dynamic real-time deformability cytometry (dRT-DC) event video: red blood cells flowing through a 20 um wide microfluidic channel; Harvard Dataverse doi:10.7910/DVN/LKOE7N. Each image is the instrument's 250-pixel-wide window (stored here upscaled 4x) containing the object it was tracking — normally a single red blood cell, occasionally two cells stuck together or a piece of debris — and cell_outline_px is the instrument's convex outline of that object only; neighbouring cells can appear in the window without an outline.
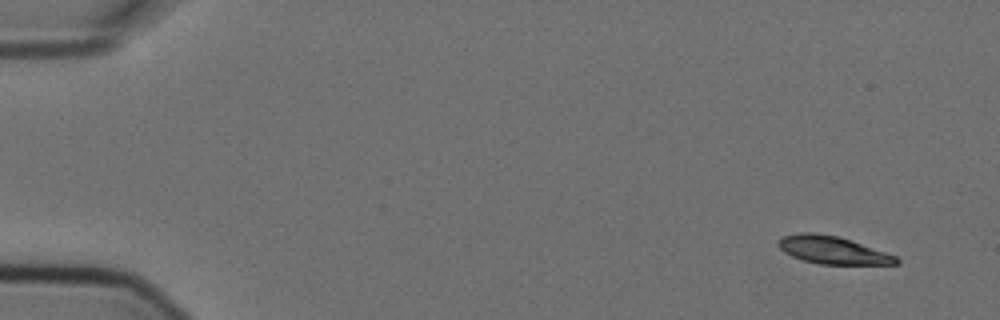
{"species": "Egyptian fruit bat (a non-hibernating species)", "species_latin": "Rousettus aegyptiacus", "temperature_condition": "cold", "stored_images_in_passage": 9, "camera_frame_rate_fps": 3000, "um_per_image_px": 0.085, "animal": {"sex": "female"}, "frame": {"image": 1, "passage_image": 1, "time_ms": 0.0, "image_size_px": [1000, 320], "cell_outline_px": [[900, 264], [820, 264], [804, 260], [792, 256], [784, 252], [776, 244], [776, 240], [780, 236], [800, 232], [812, 232], [840, 236], [852, 240], [896, 256], [900, 260]], "centroid_in_image_um": [70.73, 21.23], "position_along_channel_um": 14.3, "area_um2": 19.19}}
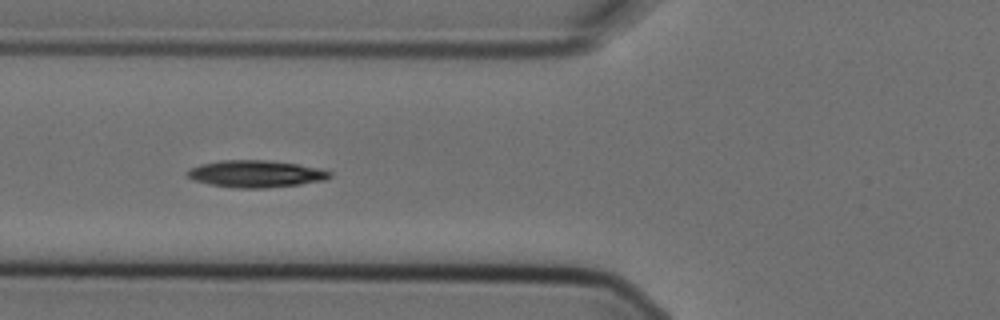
{"frame": {"image": 2, "passage_image": 6, "time_ms": 1.667, "image_size_px": [1000, 320], "cell_outline_px": [[332, 176], [324, 180], [300, 184], [268, 188], [236, 188], [208, 184], [196, 180], [188, 176], [184, 172], [200, 164], [220, 160], [264, 160], [296, 164], [320, 168], [332, 172]], "centroid_in_image_um": [21.75, 14.78], "position_along_channel_um": 104.1, "area_um2": 22.37}}
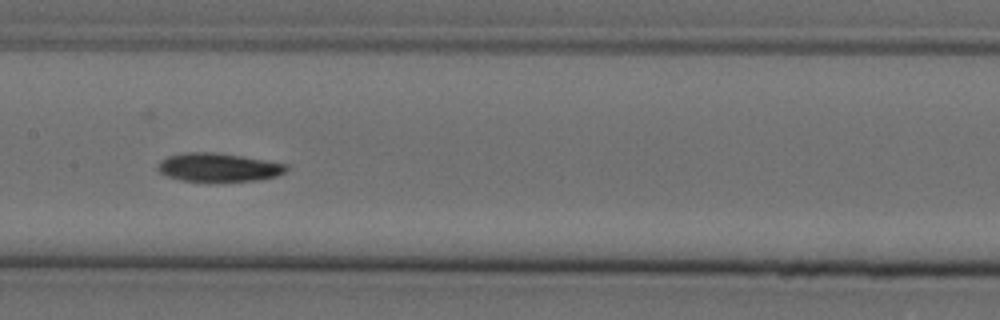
{"frame": {"image": 3, "passage_image": 8, "time_ms": 2.333, "image_size_px": [1000, 320], "cell_outline_px": [[288, 168], [284, 172], [276, 176], [260, 180], [180, 180], [168, 176], [160, 172], [160, 160], [168, 156], [184, 152], [212, 152], [240, 156], [288, 164]], "centroid_in_image_um": [18.59, 14.21], "position_along_channel_um": 188.8, "area_um2": 20.75}}